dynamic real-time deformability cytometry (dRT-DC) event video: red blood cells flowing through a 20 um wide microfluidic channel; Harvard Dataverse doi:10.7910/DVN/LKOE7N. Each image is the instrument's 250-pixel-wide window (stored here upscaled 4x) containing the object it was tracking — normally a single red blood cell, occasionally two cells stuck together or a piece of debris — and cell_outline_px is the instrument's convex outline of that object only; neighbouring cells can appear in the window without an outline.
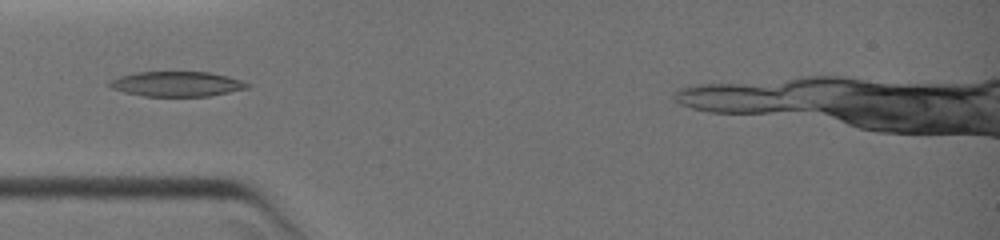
{"species": "common noctule bat (a hibernating species)", "species_latin": "Nyctalus noctula", "temperature_condition": "warm", "stored_images_in_passage": 10, "camera_frame_rate_fps": 3000, "um_per_image_px": 0.085, "animal": {"sex": "female", "body_mass_g": 19.0, "forearm_length_mm": 51.5}, "frame": {"image": 1, "passage_image": 4, "time_ms": 3.0, "image_size_px": [1000, 240], "cell_outline_px": [[252, 84], [248, 88], [208, 96], [144, 96], [124, 92], [112, 88], [108, 84], [112, 80], [120, 76], [136, 72], [208, 72], [228, 76]], "centroid_in_image_um": [15.05, 7.13], "position_along_channel_um": 70.0, "area_um2": 19.88}}
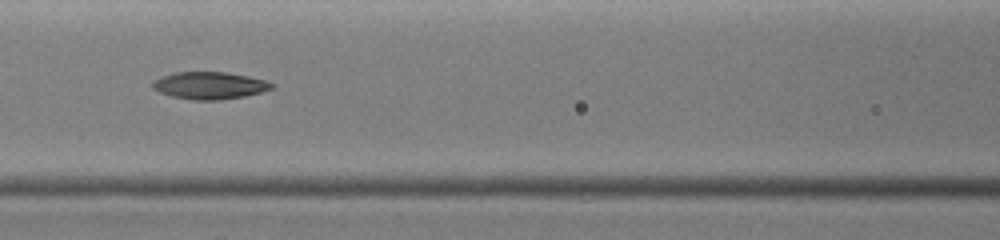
{"frame": {"image": 2, "passage_image": 6, "time_ms": 4.667, "image_size_px": [1000, 240], "cell_outline_px": [[276, 88], [244, 96], [220, 100], [192, 100], [172, 96], [160, 92], [152, 88], [152, 84], [160, 76], [172, 72], [228, 72], [248, 76], [264, 80], [276, 84]], "centroid_in_image_um": [17.84, 7.26], "position_along_channel_um": 148.8, "area_um2": 19.02}}
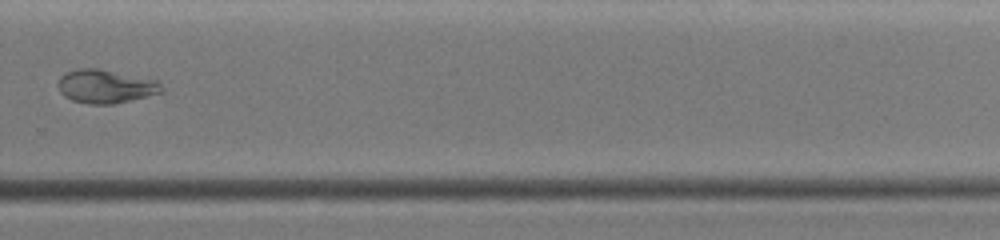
{"frame": {"image": 3, "passage_image": 10, "time_ms": 8.333, "image_size_px": [1000, 240], "cell_outline_px": [[164, 92], [112, 104], [88, 104], [72, 100], [64, 96], [60, 92], [56, 84], [60, 76], [68, 72], [80, 68], [96, 68], [156, 80], [164, 88]], "centroid_in_image_um": [8.95, 7.35], "position_along_channel_um": 320.9, "area_um2": 20.11}}